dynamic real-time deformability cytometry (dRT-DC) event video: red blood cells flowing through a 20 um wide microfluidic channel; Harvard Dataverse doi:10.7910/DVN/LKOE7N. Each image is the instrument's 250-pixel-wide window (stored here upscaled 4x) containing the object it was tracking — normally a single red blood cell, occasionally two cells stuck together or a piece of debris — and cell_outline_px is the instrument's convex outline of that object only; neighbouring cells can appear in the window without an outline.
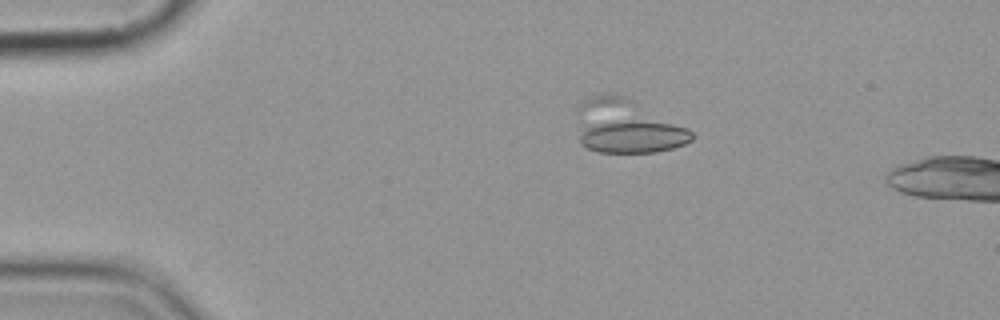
{"species": "common noctule bat (a hibernating species)", "species_latin": "Nyctalus noctula", "temperature_condition": "cold", "stored_images_in_passage": 2, "camera_frame_rate_fps": 3000, "um_per_image_px": 0.085, "animal": {"sex": "female", "body_mass_g": 19.9}, "frame": {"image": 1, "passage_image": 1, "time_ms": 0.0, "image_size_px": [1000, 320], "cell_outline_px": [[692, 140], [684, 144], [672, 148], [656, 152], [596, 152], [580, 144], [576, 108], [588, 96], [604, 92], [620, 96], [688, 128], [692, 132]], "centroid_in_image_um": [53.21, 10.76], "position_along_channel_um": 31.8, "area_um2": 35.49}}